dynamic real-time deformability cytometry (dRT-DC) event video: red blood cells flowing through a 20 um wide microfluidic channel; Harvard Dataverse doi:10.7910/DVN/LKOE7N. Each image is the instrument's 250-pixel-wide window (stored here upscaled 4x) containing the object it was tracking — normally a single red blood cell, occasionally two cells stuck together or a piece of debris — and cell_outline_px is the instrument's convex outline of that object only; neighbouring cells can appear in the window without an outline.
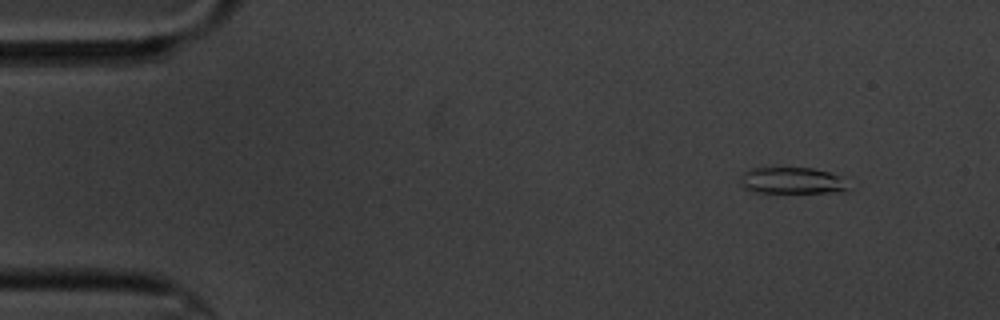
{"species": "common noctule bat (a hibernating species)", "species_latin": "Nyctalus noctula", "temperature_condition": "cold", "stored_images_in_passage": 5, "camera_frame_rate_fps": 3000, "um_per_image_px": 0.085, "animal": {"sex": "male", "body_mass_g": 20.1, "forearm_length_mm": 53.5}, "frame": {"image": 1, "passage_image": 2, "time_ms": 1.0, "image_size_px": [1000, 320], "cell_outline_px": [[852, 188], [848, 192], [752, 192], [744, 188], [740, 184], [740, 176], [744, 172], [752, 168], [812, 168], [828, 172], [840, 176]], "centroid_in_image_um": [67.35, 15.36], "position_along_channel_um": 17.6, "area_um2": 16.82}}
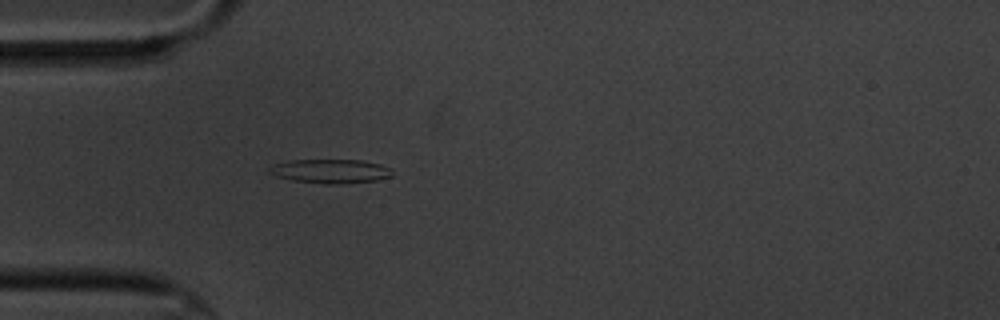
{"frame": {"image": 2, "passage_image": 5, "time_ms": 4.667, "image_size_px": [1000, 320], "cell_outline_px": [[392, 176], [376, 180], [340, 184], [324, 184], [292, 180], [276, 176], [268, 172], [268, 168], [272, 164], [288, 160], [360, 160], [380, 164], [392, 168]], "centroid_in_image_um": [28.07, 14.55], "position_along_channel_um": 56.9, "area_um2": 17.34}}